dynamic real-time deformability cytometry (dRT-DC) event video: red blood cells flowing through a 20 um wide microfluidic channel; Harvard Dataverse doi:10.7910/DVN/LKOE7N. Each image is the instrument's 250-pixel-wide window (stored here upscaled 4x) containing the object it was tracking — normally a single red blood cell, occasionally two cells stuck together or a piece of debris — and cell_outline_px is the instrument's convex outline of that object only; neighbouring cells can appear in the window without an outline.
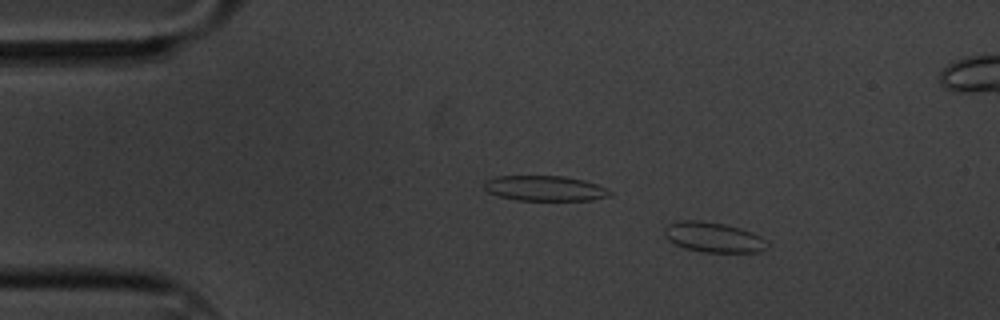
{"species": "common noctule bat (a hibernating species)", "species_latin": "Nyctalus noctula", "temperature_condition": "cold", "stored_images_in_passage": 60, "camera_frame_rate_fps": 3000, "um_per_image_px": 0.085, "animal": {"sex": "male", "body_mass_g": 20.1, "forearm_length_mm": 53.5}, "frame": {"image": 1, "passage_image": 8, "time_ms": 2.333, "image_size_px": [1000, 320], "cell_outline_px": [[768, 248], [760, 252], [704, 252], [684, 248], [668, 240], [664, 236], [664, 228], [668, 224], [676, 220], [700, 220], [724, 224], [740, 228], [760, 236], [768, 244]], "centroid_in_image_um": [60.6, 20.16], "position_along_channel_um": 24.4, "area_um2": 18.09}}
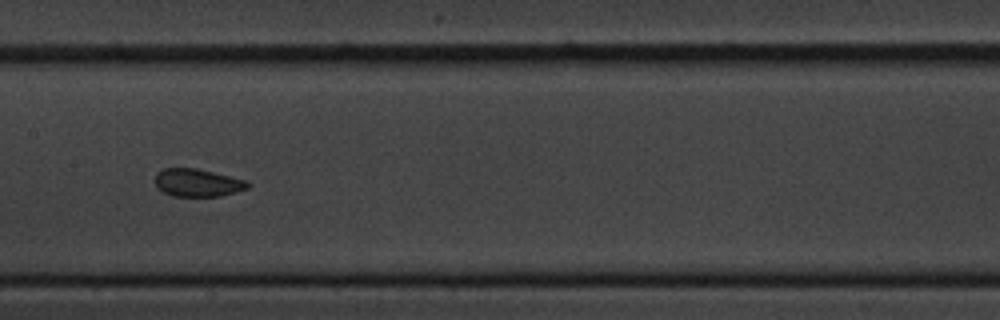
{"frame": {"image": 2, "passage_image": 29, "time_ms": 9.333, "image_size_px": [1000, 320], "cell_outline_px": [[252, 184], [248, 188], [220, 196], [172, 196], [156, 188], [156, 172], [164, 168], [196, 168], [248, 180]], "centroid_in_image_um": [16.8, 15.53], "position_along_channel_um": 190.6, "area_um2": 15.09}}
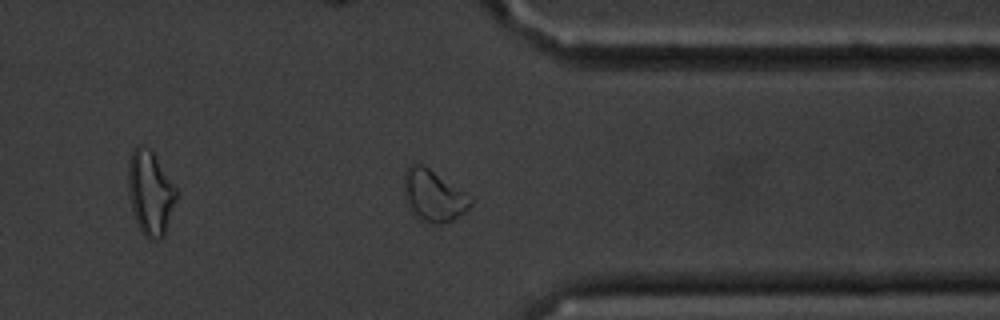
{"frame": {"image": 3, "passage_image": 46, "time_ms": 15.0, "image_size_px": [1000, 320], "cell_outline_px": [[472, 204], [460, 216], [452, 220], [440, 224], [432, 224], [424, 220], [408, 208], [404, 196], [404, 172], [408, 164], [416, 160], [424, 164], [472, 196]], "centroid_in_image_um": [36.83, 16.57], "position_along_channel_um": 374.6, "area_um2": 20.4}}